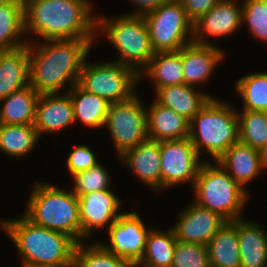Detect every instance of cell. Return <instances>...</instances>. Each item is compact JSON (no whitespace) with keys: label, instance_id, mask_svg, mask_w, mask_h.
I'll return each instance as SVG.
<instances>
[{"label":"cell","instance_id":"cell-1","mask_svg":"<svg viewBox=\"0 0 267 267\" xmlns=\"http://www.w3.org/2000/svg\"><path fill=\"white\" fill-rule=\"evenodd\" d=\"M95 39H60L29 43V85L38 94L70 90L79 81L80 72ZM33 44V45H32Z\"/></svg>","mask_w":267,"mask_h":267},{"label":"cell","instance_id":"cell-2","mask_svg":"<svg viewBox=\"0 0 267 267\" xmlns=\"http://www.w3.org/2000/svg\"><path fill=\"white\" fill-rule=\"evenodd\" d=\"M23 3L25 33L36 34L42 41L99 37L97 15L93 16L88 0H23Z\"/></svg>","mask_w":267,"mask_h":267},{"label":"cell","instance_id":"cell-3","mask_svg":"<svg viewBox=\"0 0 267 267\" xmlns=\"http://www.w3.org/2000/svg\"><path fill=\"white\" fill-rule=\"evenodd\" d=\"M0 228L13 241L22 257V266L74 263L77 242L70 236L34 224L24 215L0 220Z\"/></svg>","mask_w":267,"mask_h":267},{"label":"cell","instance_id":"cell-4","mask_svg":"<svg viewBox=\"0 0 267 267\" xmlns=\"http://www.w3.org/2000/svg\"><path fill=\"white\" fill-rule=\"evenodd\" d=\"M25 208L22 215L34 224L81 242L79 201L72 191H65L50 182H36Z\"/></svg>","mask_w":267,"mask_h":267},{"label":"cell","instance_id":"cell-5","mask_svg":"<svg viewBox=\"0 0 267 267\" xmlns=\"http://www.w3.org/2000/svg\"><path fill=\"white\" fill-rule=\"evenodd\" d=\"M188 138L200 156L205 151L213 162L218 161L228 148L239 141L236 109L218 98H210L189 121Z\"/></svg>","mask_w":267,"mask_h":267},{"label":"cell","instance_id":"cell-6","mask_svg":"<svg viewBox=\"0 0 267 267\" xmlns=\"http://www.w3.org/2000/svg\"><path fill=\"white\" fill-rule=\"evenodd\" d=\"M215 163L203 161L193 186L194 202L216 212L227 222L243 218L241 211L248 201L249 192L218 161Z\"/></svg>","mask_w":267,"mask_h":267},{"label":"cell","instance_id":"cell-7","mask_svg":"<svg viewBox=\"0 0 267 267\" xmlns=\"http://www.w3.org/2000/svg\"><path fill=\"white\" fill-rule=\"evenodd\" d=\"M97 32L108 37L120 55L113 61L134 69L138 74L148 66L155 54L144 17L126 13L115 18L97 15Z\"/></svg>","mask_w":267,"mask_h":267},{"label":"cell","instance_id":"cell-8","mask_svg":"<svg viewBox=\"0 0 267 267\" xmlns=\"http://www.w3.org/2000/svg\"><path fill=\"white\" fill-rule=\"evenodd\" d=\"M138 82L140 75L119 62L112 60L93 64L86 59L78 84L111 104L132 98L136 94Z\"/></svg>","mask_w":267,"mask_h":267},{"label":"cell","instance_id":"cell-9","mask_svg":"<svg viewBox=\"0 0 267 267\" xmlns=\"http://www.w3.org/2000/svg\"><path fill=\"white\" fill-rule=\"evenodd\" d=\"M144 18L155 53L177 52L193 41V23L179 0H166Z\"/></svg>","mask_w":267,"mask_h":267},{"label":"cell","instance_id":"cell-10","mask_svg":"<svg viewBox=\"0 0 267 267\" xmlns=\"http://www.w3.org/2000/svg\"><path fill=\"white\" fill-rule=\"evenodd\" d=\"M145 103L138 94L126 101L111 103L105 128L109 130L119 156L149 139Z\"/></svg>","mask_w":267,"mask_h":267},{"label":"cell","instance_id":"cell-11","mask_svg":"<svg viewBox=\"0 0 267 267\" xmlns=\"http://www.w3.org/2000/svg\"><path fill=\"white\" fill-rule=\"evenodd\" d=\"M160 155L162 190L187 182L194 186L203 162L189 138L160 141Z\"/></svg>","mask_w":267,"mask_h":267},{"label":"cell","instance_id":"cell-12","mask_svg":"<svg viewBox=\"0 0 267 267\" xmlns=\"http://www.w3.org/2000/svg\"><path fill=\"white\" fill-rule=\"evenodd\" d=\"M109 243H100L114 255L130 261L134 266L143 258L151 229L146 228L137 212H122L108 228Z\"/></svg>","mask_w":267,"mask_h":267},{"label":"cell","instance_id":"cell-13","mask_svg":"<svg viewBox=\"0 0 267 267\" xmlns=\"http://www.w3.org/2000/svg\"><path fill=\"white\" fill-rule=\"evenodd\" d=\"M81 221V242L91 237L94 230L108 228L122 214L121 200L111 189H103L78 197Z\"/></svg>","mask_w":267,"mask_h":267},{"label":"cell","instance_id":"cell-14","mask_svg":"<svg viewBox=\"0 0 267 267\" xmlns=\"http://www.w3.org/2000/svg\"><path fill=\"white\" fill-rule=\"evenodd\" d=\"M240 1V0H239ZM238 0H220L193 23V42L213 45L206 37H226L241 28L243 6Z\"/></svg>","mask_w":267,"mask_h":267},{"label":"cell","instance_id":"cell-15","mask_svg":"<svg viewBox=\"0 0 267 267\" xmlns=\"http://www.w3.org/2000/svg\"><path fill=\"white\" fill-rule=\"evenodd\" d=\"M226 222L216 212H212L193 201L184 208L172 228L179 241L207 245Z\"/></svg>","mask_w":267,"mask_h":267},{"label":"cell","instance_id":"cell-16","mask_svg":"<svg viewBox=\"0 0 267 267\" xmlns=\"http://www.w3.org/2000/svg\"><path fill=\"white\" fill-rule=\"evenodd\" d=\"M74 121L73 102L67 88L64 94H40L33 124L40 137L46 133L61 132L62 129L74 125Z\"/></svg>","mask_w":267,"mask_h":267},{"label":"cell","instance_id":"cell-17","mask_svg":"<svg viewBox=\"0 0 267 267\" xmlns=\"http://www.w3.org/2000/svg\"><path fill=\"white\" fill-rule=\"evenodd\" d=\"M224 55L223 49L214 44H199L192 41L182 47L184 84L196 87L208 82L220 61H223Z\"/></svg>","mask_w":267,"mask_h":267},{"label":"cell","instance_id":"cell-18","mask_svg":"<svg viewBox=\"0 0 267 267\" xmlns=\"http://www.w3.org/2000/svg\"><path fill=\"white\" fill-rule=\"evenodd\" d=\"M119 158L150 189L162 190L160 141L147 139L125 151Z\"/></svg>","mask_w":267,"mask_h":267},{"label":"cell","instance_id":"cell-19","mask_svg":"<svg viewBox=\"0 0 267 267\" xmlns=\"http://www.w3.org/2000/svg\"><path fill=\"white\" fill-rule=\"evenodd\" d=\"M219 164L244 189L263 170L261 151L240 141L234 143L218 159Z\"/></svg>","mask_w":267,"mask_h":267},{"label":"cell","instance_id":"cell-20","mask_svg":"<svg viewBox=\"0 0 267 267\" xmlns=\"http://www.w3.org/2000/svg\"><path fill=\"white\" fill-rule=\"evenodd\" d=\"M186 84L169 85L155 91L156 101L190 121L214 96Z\"/></svg>","mask_w":267,"mask_h":267},{"label":"cell","instance_id":"cell-21","mask_svg":"<svg viewBox=\"0 0 267 267\" xmlns=\"http://www.w3.org/2000/svg\"><path fill=\"white\" fill-rule=\"evenodd\" d=\"M29 85V43L0 52V100Z\"/></svg>","mask_w":267,"mask_h":267},{"label":"cell","instance_id":"cell-22","mask_svg":"<svg viewBox=\"0 0 267 267\" xmlns=\"http://www.w3.org/2000/svg\"><path fill=\"white\" fill-rule=\"evenodd\" d=\"M150 140H179L189 137V121L156 100L146 108Z\"/></svg>","mask_w":267,"mask_h":267},{"label":"cell","instance_id":"cell-23","mask_svg":"<svg viewBox=\"0 0 267 267\" xmlns=\"http://www.w3.org/2000/svg\"><path fill=\"white\" fill-rule=\"evenodd\" d=\"M248 218L237 219L241 267H267V231Z\"/></svg>","mask_w":267,"mask_h":267},{"label":"cell","instance_id":"cell-24","mask_svg":"<svg viewBox=\"0 0 267 267\" xmlns=\"http://www.w3.org/2000/svg\"><path fill=\"white\" fill-rule=\"evenodd\" d=\"M68 93L73 102L74 123L80 121L88 128H103L110 103L98 95L84 90L78 83Z\"/></svg>","mask_w":267,"mask_h":267},{"label":"cell","instance_id":"cell-25","mask_svg":"<svg viewBox=\"0 0 267 267\" xmlns=\"http://www.w3.org/2000/svg\"><path fill=\"white\" fill-rule=\"evenodd\" d=\"M206 246L211 267H241L237 219L226 222Z\"/></svg>","mask_w":267,"mask_h":267},{"label":"cell","instance_id":"cell-26","mask_svg":"<svg viewBox=\"0 0 267 267\" xmlns=\"http://www.w3.org/2000/svg\"><path fill=\"white\" fill-rule=\"evenodd\" d=\"M139 75L140 81L148 76L155 91L169 85L184 84L182 48L177 52H156Z\"/></svg>","mask_w":267,"mask_h":267},{"label":"cell","instance_id":"cell-27","mask_svg":"<svg viewBox=\"0 0 267 267\" xmlns=\"http://www.w3.org/2000/svg\"><path fill=\"white\" fill-rule=\"evenodd\" d=\"M39 96L28 85L1 99L0 124L33 125Z\"/></svg>","mask_w":267,"mask_h":267},{"label":"cell","instance_id":"cell-28","mask_svg":"<svg viewBox=\"0 0 267 267\" xmlns=\"http://www.w3.org/2000/svg\"><path fill=\"white\" fill-rule=\"evenodd\" d=\"M24 29L23 0L0 5V52L22 47L28 42L20 39Z\"/></svg>","mask_w":267,"mask_h":267},{"label":"cell","instance_id":"cell-29","mask_svg":"<svg viewBox=\"0 0 267 267\" xmlns=\"http://www.w3.org/2000/svg\"><path fill=\"white\" fill-rule=\"evenodd\" d=\"M176 242L173 228H169L166 232L151 229L145 244L143 258L135 267H171Z\"/></svg>","mask_w":267,"mask_h":267},{"label":"cell","instance_id":"cell-30","mask_svg":"<svg viewBox=\"0 0 267 267\" xmlns=\"http://www.w3.org/2000/svg\"><path fill=\"white\" fill-rule=\"evenodd\" d=\"M40 136L34 125L0 124V151L12 158L27 156Z\"/></svg>","mask_w":267,"mask_h":267},{"label":"cell","instance_id":"cell-31","mask_svg":"<svg viewBox=\"0 0 267 267\" xmlns=\"http://www.w3.org/2000/svg\"><path fill=\"white\" fill-rule=\"evenodd\" d=\"M235 89L243 101L242 110L267 112V72L242 76Z\"/></svg>","mask_w":267,"mask_h":267},{"label":"cell","instance_id":"cell-32","mask_svg":"<svg viewBox=\"0 0 267 267\" xmlns=\"http://www.w3.org/2000/svg\"><path fill=\"white\" fill-rule=\"evenodd\" d=\"M241 111L237 112L239 141L262 151L267 144V112Z\"/></svg>","mask_w":267,"mask_h":267},{"label":"cell","instance_id":"cell-33","mask_svg":"<svg viewBox=\"0 0 267 267\" xmlns=\"http://www.w3.org/2000/svg\"><path fill=\"white\" fill-rule=\"evenodd\" d=\"M78 243L74 263L77 267H135L130 261L107 250L99 241Z\"/></svg>","mask_w":267,"mask_h":267},{"label":"cell","instance_id":"cell-34","mask_svg":"<svg viewBox=\"0 0 267 267\" xmlns=\"http://www.w3.org/2000/svg\"><path fill=\"white\" fill-rule=\"evenodd\" d=\"M243 2L241 4L243 6L242 24L247 25L249 34L253 38L267 43V0H244Z\"/></svg>","mask_w":267,"mask_h":267},{"label":"cell","instance_id":"cell-35","mask_svg":"<svg viewBox=\"0 0 267 267\" xmlns=\"http://www.w3.org/2000/svg\"><path fill=\"white\" fill-rule=\"evenodd\" d=\"M110 177L111 176L109 175L106 167L100 163H97L90 169L72 175L74 181L72 192L77 197H80L83 194L93 191L111 189L109 188L111 183Z\"/></svg>","mask_w":267,"mask_h":267},{"label":"cell","instance_id":"cell-36","mask_svg":"<svg viewBox=\"0 0 267 267\" xmlns=\"http://www.w3.org/2000/svg\"><path fill=\"white\" fill-rule=\"evenodd\" d=\"M171 267H211L207 246L177 240Z\"/></svg>","mask_w":267,"mask_h":267},{"label":"cell","instance_id":"cell-37","mask_svg":"<svg viewBox=\"0 0 267 267\" xmlns=\"http://www.w3.org/2000/svg\"><path fill=\"white\" fill-rule=\"evenodd\" d=\"M99 163L92 150L86 145H79L68 155L66 165L72 175L90 169Z\"/></svg>","mask_w":267,"mask_h":267},{"label":"cell","instance_id":"cell-38","mask_svg":"<svg viewBox=\"0 0 267 267\" xmlns=\"http://www.w3.org/2000/svg\"><path fill=\"white\" fill-rule=\"evenodd\" d=\"M188 19L194 23L211 10L220 0H179Z\"/></svg>","mask_w":267,"mask_h":267},{"label":"cell","instance_id":"cell-39","mask_svg":"<svg viewBox=\"0 0 267 267\" xmlns=\"http://www.w3.org/2000/svg\"><path fill=\"white\" fill-rule=\"evenodd\" d=\"M136 6L134 12L128 13V15L144 17L151 13L166 0H130ZM137 9V10H136Z\"/></svg>","mask_w":267,"mask_h":267},{"label":"cell","instance_id":"cell-40","mask_svg":"<svg viewBox=\"0 0 267 267\" xmlns=\"http://www.w3.org/2000/svg\"><path fill=\"white\" fill-rule=\"evenodd\" d=\"M74 263H53V264H37L26 267H70Z\"/></svg>","mask_w":267,"mask_h":267},{"label":"cell","instance_id":"cell-41","mask_svg":"<svg viewBox=\"0 0 267 267\" xmlns=\"http://www.w3.org/2000/svg\"><path fill=\"white\" fill-rule=\"evenodd\" d=\"M261 156H262V163L264 168H267V144L266 146L263 148V150L261 151Z\"/></svg>","mask_w":267,"mask_h":267},{"label":"cell","instance_id":"cell-42","mask_svg":"<svg viewBox=\"0 0 267 267\" xmlns=\"http://www.w3.org/2000/svg\"><path fill=\"white\" fill-rule=\"evenodd\" d=\"M13 0H0V5L6 4V3H10Z\"/></svg>","mask_w":267,"mask_h":267},{"label":"cell","instance_id":"cell-43","mask_svg":"<svg viewBox=\"0 0 267 267\" xmlns=\"http://www.w3.org/2000/svg\"><path fill=\"white\" fill-rule=\"evenodd\" d=\"M70 267H77V266H76V264L74 263V264H72Z\"/></svg>","mask_w":267,"mask_h":267}]
</instances>
